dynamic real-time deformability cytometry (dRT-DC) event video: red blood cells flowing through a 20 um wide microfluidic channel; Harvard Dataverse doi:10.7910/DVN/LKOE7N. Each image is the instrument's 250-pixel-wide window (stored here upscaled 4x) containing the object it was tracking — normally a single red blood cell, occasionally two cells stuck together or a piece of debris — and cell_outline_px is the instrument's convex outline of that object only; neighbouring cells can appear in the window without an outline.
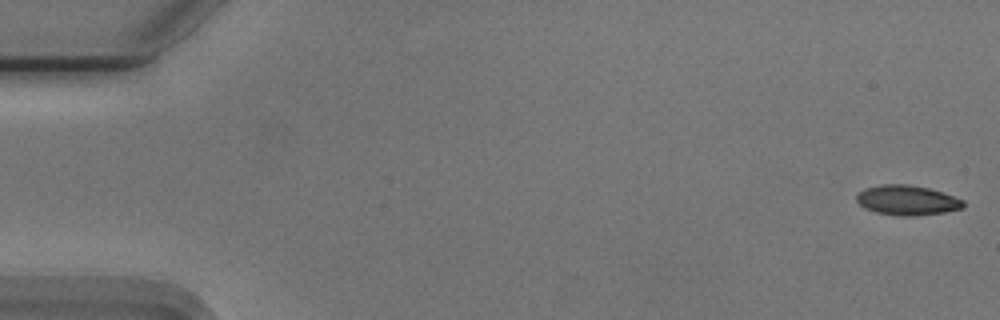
{"species": "Egyptian fruit bat (a non-hibernating species)", "species_latin": "Rousettus aegyptiacus", "temperature_condition": "cold", "stored_images_in_passage": 4, "camera_frame_rate_fps": 3000, "um_per_image_px": 0.085, "animal": {"sex": "male"}, "frame": {"image": 1, "passage_image": 1, "time_ms": 0.0, "image_size_px": [1000, 320], "cell_outline_px": [[964, 208], [944, 212], [912, 216], [900, 216], [876, 212], [864, 208], [856, 200], [856, 196], [864, 188], [880, 184], [908, 184], [928, 188], [944, 192], [964, 200]], "centroid_in_image_um": [77.11, 17.01], "position_along_channel_um": 7.9, "area_um2": 18.67}}